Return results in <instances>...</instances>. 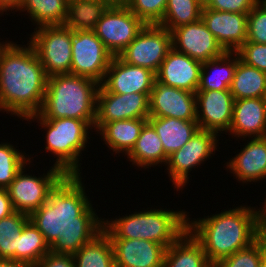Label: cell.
<instances>
[{"label":"cell","mask_w":266,"mask_h":267,"mask_svg":"<svg viewBox=\"0 0 266 267\" xmlns=\"http://www.w3.org/2000/svg\"><path fill=\"white\" fill-rule=\"evenodd\" d=\"M147 121L158 134L167 156L178 151L200 129L197 120L185 121L174 117H148Z\"/></svg>","instance_id":"23"},{"label":"cell","mask_w":266,"mask_h":267,"mask_svg":"<svg viewBox=\"0 0 266 267\" xmlns=\"http://www.w3.org/2000/svg\"><path fill=\"white\" fill-rule=\"evenodd\" d=\"M195 96L199 128L228 133L235 101L230 90H197Z\"/></svg>","instance_id":"14"},{"label":"cell","mask_w":266,"mask_h":267,"mask_svg":"<svg viewBox=\"0 0 266 267\" xmlns=\"http://www.w3.org/2000/svg\"><path fill=\"white\" fill-rule=\"evenodd\" d=\"M260 0H203L204 6L216 11L249 13Z\"/></svg>","instance_id":"40"},{"label":"cell","mask_w":266,"mask_h":267,"mask_svg":"<svg viewBox=\"0 0 266 267\" xmlns=\"http://www.w3.org/2000/svg\"><path fill=\"white\" fill-rule=\"evenodd\" d=\"M203 63L172 48L156 74L164 85L196 93Z\"/></svg>","instance_id":"19"},{"label":"cell","mask_w":266,"mask_h":267,"mask_svg":"<svg viewBox=\"0 0 266 267\" xmlns=\"http://www.w3.org/2000/svg\"><path fill=\"white\" fill-rule=\"evenodd\" d=\"M187 217L183 210L151 208L103 220V230L109 238L150 240L167 249L187 230Z\"/></svg>","instance_id":"5"},{"label":"cell","mask_w":266,"mask_h":267,"mask_svg":"<svg viewBox=\"0 0 266 267\" xmlns=\"http://www.w3.org/2000/svg\"><path fill=\"white\" fill-rule=\"evenodd\" d=\"M0 267H32L31 265L23 262L13 260H0Z\"/></svg>","instance_id":"44"},{"label":"cell","mask_w":266,"mask_h":267,"mask_svg":"<svg viewBox=\"0 0 266 267\" xmlns=\"http://www.w3.org/2000/svg\"><path fill=\"white\" fill-rule=\"evenodd\" d=\"M203 0H168L162 22L159 26L170 32L180 26L201 19Z\"/></svg>","instance_id":"33"},{"label":"cell","mask_w":266,"mask_h":267,"mask_svg":"<svg viewBox=\"0 0 266 267\" xmlns=\"http://www.w3.org/2000/svg\"><path fill=\"white\" fill-rule=\"evenodd\" d=\"M247 15L203 7L201 20L225 52H236L247 39Z\"/></svg>","instance_id":"18"},{"label":"cell","mask_w":266,"mask_h":267,"mask_svg":"<svg viewBox=\"0 0 266 267\" xmlns=\"http://www.w3.org/2000/svg\"><path fill=\"white\" fill-rule=\"evenodd\" d=\"M113 55L93 30L72 31L71 74L88 77L101 84Z\"/></svg>","instance_id":"11"},{"label":"cell","mask_w":266,"mask_h":267,"mask_svg":"<svg viewBox=\"0 0 266 267\" xmlns=\"http://www.w3.org/2000/svg\"><path fill=\"white\" fill-rule=\"evenodd\" d=\"M232 136H266V100L265 98H247L234 101L232 122L228 131Z\"/></svg>","instance_id":"21"},{"label":"cell","mask_w":266,"mask_h":267,"mask_svg":"<svg viewBox=\"0 0 266 267\" xmlns=\"http://www.w3.org/2000/svg\"><path fill=\"white\" fill-rule=\"evenodd\" d=\"M29 221L28 214L17 211L0 219V260L16 261L19 236Z\"/></svg>","instance_id":"34"},{"label":"cell","mask_w":266,"mask_h":267,"mask_svg":"<svg viewBox=\"0 0 266 267\" xmlns=\"http://www.w3.org/2000/svg\"><path fill=\"white\" fill-rule=\"evenodd\" d=\"M26 166L28 165H24L6 189L14 210L30 215L47 202L50 192L65 174L52 166L46 174L42 177L38 175L37 178L25 173Z\"/></svg>","instance_id":"10"},{"label":"cell","mask_w":266,"mask_h":267,"mask_svg":"<svg viewBox=\"0 0 266 267\" xmlns=\"http://www.w3.org/2000/svg\"><path fill=\"white\" fill-rule=\"evenodd\" d=\"M266 256V237L262 234L250 246L218 261L213 267H259Z\"/></svg>","instance_id":"36"},{"label":"cell","mask_w":266,"mask_h":267,"mask_svg":"<svg viewBox=\"0 0 266 267\" xmlns=\"http://www.w3.org/2000/svg\"><path fill=\"white\" fill-rule=\"evenodd\" d=\"M112 3H122L124 0H109Z\"/></svg>","instance_id":"48"},{"label":"cell","mask_w":266,"mask_h":267,"mask_svg":"<svg viewBox=\"0 0 266 267\" xmlns=\"http://www.w3.org/2000/svg\"><path fill=\"white\" fill-rule=\"evenodd\" d=\"M172 48V33L168 29L159 25H145L118 56L128 64L157 74Z\"/></svg>","instance_id":"9"},{"label":"cell","mask_w":266,"mask_h":267,"mask_svg":"<svg viewBox=\"0 0 266 267\" xmlns=\"http://www.w3.org/2000/svg\"><path fill=\"white\" fill-rule=\"evenodd\" d=\"M99 86L95 80L79 75L49 77L38 114L45 119L84 120L94 128Z\"/></svg>","instance_id":"4"},{"label":"cell","mask_w":266,"mask_h":267,"mask_svg":"<svg viewBox=\"0 0 266 267\" xmlns=\"http://www.w3.org/2000/svg\"><path fill=\"white\" fill-rule=\"evenodd\" d=\"M147 119H127L111 121L104 124L97 133L102 135L103 141L113 153L121 152L127 155L139 138L143 125Z\"/></svg>","instance_id":"25"},{"label":"cell","mask_w":266,"mask_h":267,"mask_svg":"<svg viewBox=\"0 0 266 267\" xmlns=\"http://www.w3.org/2000/svg\"><path fill=\"white\" fill-rule=\"evenodd\" d=\"M262 234L266 237V224H262Z\"/></svg>","instance_id":"47"},{"label":"cell","mask_w":266,"mask_h":267,"mask_svg":"<svg viewBox=\"0 0 266 267\" xmlns=\"http://www.w3.org/2000/svg\"><path fill=\"white\" fill-rule=\"evenodd\" d=\"M49 252L50 246L45 241L43 234L29 221L19 236L16 261L34 267Z\"/></svg>","instance_id":"32"},{"label":"cell","mask_w":266,"mask_h":267,"mask_svg":"<svg viewBox=\"0 0 266 267\" xmlns=\"http://www.w3.org/2000/svg\"><path fill=\"white\" fill-rule=\"evenodd\" d=\"M149 117L197 120L195 93L167 86L155 80L149 95Z\"/></svg>","instance_id":"15"},{"label":"cell","mask_w":266,"mask_h":267,"mask_svg":"<svg viewBox=\"0 0 266 267\" xmlns=\"http://www.w3.org/2000/svg\"><path fill=\"white\" fill-rule=\"evenodd\" d=\"M29 37L47 77L71 74L72 30L64 25L41 26Z\"/></svg>","instance_id":"7"},{"label":"cell","mask_w":266,"mask_h":267,"mask_svg":"<svg viewBox=\"0 0 266 267\" xmlns=\"http://www.w3.org/2000/svg\"><path fill=\"white\" fill-rule=\"evenodd\" d=\"M230 92L235 100L265 98L266 72L245 64L237 53V65Z\"/></svg>","instance_id":"29"},{"label":"cell","mask_w":266,"mask_h":267,"mask_svg":"<svg viewBox=\"0 0 266 267\" xmlns=\"http://www.w3.org/2000/svg\"><path fill=\"white\" fill-rule=\"evenodd\" d=\"M218 137L212 131L199 129L178 151L168 156L166 163V167H168L165 170H168L170 180L175 185L176 190L178 189L177 191L181 190L186 183H189V172L196 168L195 166L198 167L201 163L210 159L211 154H215L219 141Z\"/></svg>","instance_id":"12"},{"label":"cell","mask_w":266,"mask_h":267,"mask_svg":"<svg viewBox=\"0 0 266 267\" xmlns=\"http://www.w3.org/2000/svg\"><path fill=\"white\" fill-rule=\"evenodd\" d=\"M34 267H75L73 256L49 252Z\"/></svg>","instance_id":"41"},{"label":"cell","mask_w":266,"mask_h":267,"mask_svg":"<svg viewBox=\"0 0 266 267\" xmlns=\"http://www.w3.org/2000/svg\"><path fill=\"white\" fill-rule=\"evenodd\" d=\"M68 0H24L20 12H26L38 27L63 25L67 15Z\"/></svg>","instance_id":"31"},{"label":"cell","mask_w":266,"mask_h":267,"mask_svg":"<svg viewBox=\"0 0 266 267\" xmlns=\"http://www.w3.org/2000/svg\"><path fill=\"white\" fill-rule=\"evenodd\" d=\"M156 74L149 69L124 62L119 56H113L100 84L107 92L116 94L151 93Z\"/></svg>","instance_id":"17"},{"label":"cell","mask_w":266,"mask_h":267,"mask_svg":"<svg viewBox=\"0 0 266 267\" xmlns=\"http://www.w3.org/2000/svg\"><path fill=\"white\" fill-rule=\"evenodd\" d=\"M265 203H263L264 207H261V220H262V224H266V199L264 201Z\"/></svg>","instance_id":"45"},{"label":"cell","mask_w":266,"mask_h":267,"mask_svg":"<svg viewBox=\"0 0 266 267\" xmlns=\"http://www.w3.org/2000/svg\"><path fill=\"white\" fill-rule=\"evenodd\" d=\"M231 209L199 220L187 217V230L201 244L212 265L250 246L262 235L260 208L244 205Z\"/></svg>","instance_id":"3"},{"label":"cell","mask_w":266,"mask_h":267,"mask_svg":"<svg viewBox=\"0 0 266 267\" xmlns=\"http://www.w3.org/2000/svg\"><path fill=\"white\" fill-rule=\"evenodd\" d=\"M81 175H65L53 188L47 202L29 215L56 254H75L103 230L85 192Z\"/></svg>","instance_id":"1"},{"label":"cell","mask_w":266,"mask_h":267,"mask_svg":"<svg viewBox=\"0 0 266 267\" xmlns=\"http://www.w3.org/2000/svg\"><path fill=\"white\" fill-rule=\"evenodd\" d=\"M236 52L245 64L266 72V44L246 41Z\"/></svg>","instance_id":"39"},{"label":"cell","mask_w":266,"mask_h":267,"mask_svg":"<svg viewBox=\"0 0 266 267\" xmlns=\"http://www.w3.org/2000/svg\"><path fill=\"white\" fill-rule=\"evenodd\" d=\"M145 25L123 2L112 3L93 31L106 49L113 56H118Z\"/></svg>","instance_id":"8"},{"label":"cell","mask_w":266,"mask_h":267,"mask_svg":"<svg viewBox=\"0 0 266 267\" xmlns=\"http://www.w3.org/2000/svg\"><path fill=\"white\" fill-rule=\"evenodd\" d=\"M163 267H213L201 244L186 230L164 254Z\"/></svg>","instance_id":"24"},{"label":"cell","mask_w":266,"mask_h":267,"mask_svg":"<svg viewBox=\"0 0 266 267\" xmlns=\"http://www.w3.org/2000/svg\"><path fill=\"white\" fill-rule=\"evenodd\" d=\"M246 41L266 44V0H260L247 15Z\"/></svg>","instance_id":"38"},{"label":"cell","mask_w":266,"mask_h":267,"mask_svg":"<svg viewBox=\"0 0 266 267\" xmlns=\"http://www.w3.org/2000/svg\"><path fill=\"white\" fill-rule=\"evenodd\" d=\"M26 45L7 41L0 51V111L23 120L40 111L48 80L34 47Z\"/></svg>","instance_id":"2"},{"label":"cell","mask_w":266,"mask_h":267,"mask_svg":"<svg viewBox=\"0 0 266 267\" xmlns=\"http://www.w3.org/2000/svg\"><path fill=\"white\" fill-rule=\"evenodd\" d=\"M37 120L46 130L47 152L56 156L53 166L59 168L65 175H80L79 160L82 151L88 143L89 131L93 127L84 120L73 118L45 119L38 113L27 117L25 120ZM81 153V154H80Z\"/></svg>","instance_id":"6"},{"label":"cell","mask_w":266,"mask_h":267,"mask_svg":"<svg viewBox=\"0 0 266 267\" xmlns=\"http://www.w3.org/2000/svg\"><path fill=\"white\" fill-rule=\"evenodd\" d=\"M110 239L116 267H163V245L150 240Z\"/></svg>","instance_id":"20"},{"label":"cell","mask_w":266,"mask_h":267,"mask_svg":"<svg viewBox=\"0 0 266 267\" xmlns=\"http://www.w3.org/2000/svg\"><path fill=\"white\" fill-rule=\"evenodd\" d=\"M14 212L7 189H0V219L8 217Z\"/></svg>","instance_id":"42"},{"label":"cell","mask_w":266,"mask_h":267,"mask_svg":"<svg viewBox=\"0 0 266 267\" xmlns=\"http://www.w3.org/2000/svg\"><path fill=\"white\" fill-rule=\"evenodd\" d=\"M226 169L242 183L266 179V136L251 138L247 145L226 163Z\"/></svg>","instance_id":"22"},{"label":"cell","mask_w":266,"mask_h":267,"mask_svg":"<svg viewBox=\"0 0 266 267\" xmlns=\"http://www.w3.org/2000/svg\"><path fill=\"white\" fill-rule=\"evenodd\" d=\"M72 256L75 267H116L111 239L104 230Z\"/></svg>","instance_id":"30"},{"label":"cell","mask_w":266,"mask_h":267,"mask_svg":"<svg viewBox=\"0 0 266 267\" xmlns=\"http://www.w3.org/2000/svg\"><path fill=\"white\" fill-rule=\"evenodd\" d=\"M171 33L173 48L201 63L217 58L225 52L201 19L177 27Z\"/></svg>","instance_id":"16"},{"label":"cell","mask_w":266,"mask_h":267,"mask_svg":"<svg viewBox=\"0 0 266 267\" xmlns=\"http://www.w3.org/2000/svg\"><path fill=\"white\" fill-rule=\"evenodd\" d=\"M236 65L237 52H224L221 56L204 62L197 90H230Z\"/></svg>","instance_id":"26"},{"label":"cell","mask_w":266,"mask_h":267,"mask_svg":"<svg viewBox=\"0 0 266 267\" xmlns=\"http://www.w3.org/2000/svg\"><path fill=\"white\" fill-rule=\"evenodd\" d=\"M6 43H7L6 41L5 42H2V43L0 42V51L6 45Z\"/></svg>","instance_id":"49"},{"label":"cell","mask_w":266,"mask_h":267,"mask_svg":"<svg viewBox=\"0 0 266 267\" xmlns=\"http://www.w3.org/2000/svg\"><path fill=\"white\" fill-rule=\"evenodd\" d=\"M24 0H0V14L3 12H9L10 10L19 11ZM8 10V11H7Z\"/></svg>","instance_id":"43"},{"label":"cell","mask_w":266,"mask_h":267,"mask_svg":"<svg viewBox=\"0 0 266 267\" xmlns=\"http://www.w3.org/2000/svg\"><path fill=\"white\" fill-rule=\"evenodd\" d=\"M111 4L109 0H68L63 25L72 31L94 30L96 23Z\"/></svg>","instance_id":"28"},{"label":"cell","mask_w":266,"mask_h":267,"mask_svg":"<svg viewBox=\"0 0 266 267\" xmlns=\"http://www.w3.org/2000/svg\"><path fill=\"white\" fill-rule=\"evenodd\" d=\"M259 267H266V256L261 260Z\"/></svg>","instance_id":"46"},{"label":"cell","mask_w":266,"mask_h":267,"mask_svg":"<svg viewBox=\"0 0 266 267\" xmlns=\"http://www.w3.org/2000/svg\"><path fill=\"white\" fill-rule=\"evenodd\" d=\"M149 96L145 93L116 94L101 85L97 92L96 132L106 123L127 119H148Z\"/></svg>","instance_id":"13"},{"label":"cell","mask_w":266,"mask_h":267,"mask_svg":"<svg viewBox=\"0 0 266 267\" xmlns=\"http://www.w3.org/2000/svg\"><path fill=\"white\" fill-rule=\"evenodd\" d=\"M127 158L141 168H149L158 164L167 163L168 156L165 154L162 142L153 126L147 121L140 132L133 149L127 154Z\"/></svg>","instance_id":"27"},{"label":"cell","mask_w":266,"mask_h":267,"mask_svg":"<svg viewBox=\"0 0 266 267\" xmlns=\"http://www.w3.org/2000/svg\"><path fill=\"white\" fill-rule=\"evenodd\" d=\"M168 0H124V4L146 25H159Z\"/></svg>","instance_id":"37"},{"label":"cell","mask_w":266,"mask_h":267,"mask_svg":"<svg viewBox=\"0 0 266 267\" xmlns=\"http://www.w3.org/2000/svg\"><path fill=\"white\" fill-rule=\"evenodd\" d=\"M25 156V151L20 152L10 142L0 143V189H6L24 165H30L31 158Z\"/></svg>","instance_id":"35"}]
</instances>
